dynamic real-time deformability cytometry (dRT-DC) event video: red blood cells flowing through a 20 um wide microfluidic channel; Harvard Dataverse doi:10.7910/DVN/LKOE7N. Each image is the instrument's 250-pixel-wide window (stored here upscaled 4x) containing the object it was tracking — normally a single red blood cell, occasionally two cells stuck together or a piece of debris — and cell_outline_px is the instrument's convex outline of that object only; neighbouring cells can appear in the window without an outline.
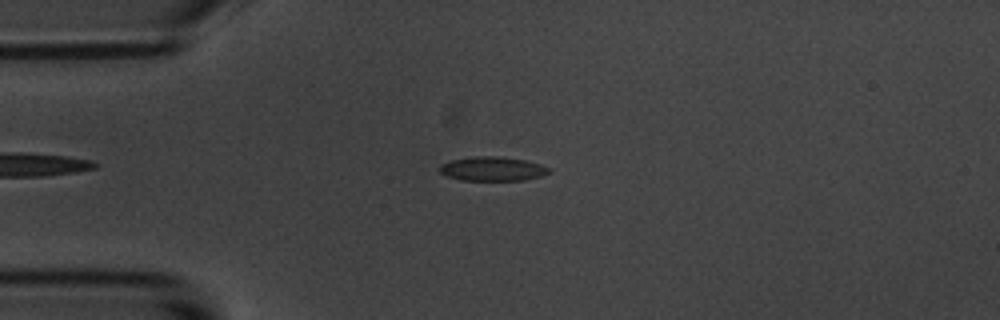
{"species": "common noctule bat (a hibernating species)", "species_latin": "Nyctalus noctula", "temperature_condition": "room temperature", "stored_images_in_passage": 2, "camera_frame_rate_fps": 3000, "um_per_image_px": 0.085, "animal": {"sex": "male", "body_mass_g": 20.1, "forearm_length_mm": 53.5}, "frame": {"image": 1, "passage_image": 1, "time_ms": 0.0, "image_size_px": [1000, 320], "cell_outline_px": [[552, 172], [540, 176], [524, 180], [460, 180], [448, 176], [440, 172], [440, 164], [452, 160], [476, 156], [496, 156], [524, 160], [540, 164], [548, 168]], "centroid_in_image_um": [41.86, 14.35], "position_along_channel_um": 43.1, "area_um2": 15.2}}